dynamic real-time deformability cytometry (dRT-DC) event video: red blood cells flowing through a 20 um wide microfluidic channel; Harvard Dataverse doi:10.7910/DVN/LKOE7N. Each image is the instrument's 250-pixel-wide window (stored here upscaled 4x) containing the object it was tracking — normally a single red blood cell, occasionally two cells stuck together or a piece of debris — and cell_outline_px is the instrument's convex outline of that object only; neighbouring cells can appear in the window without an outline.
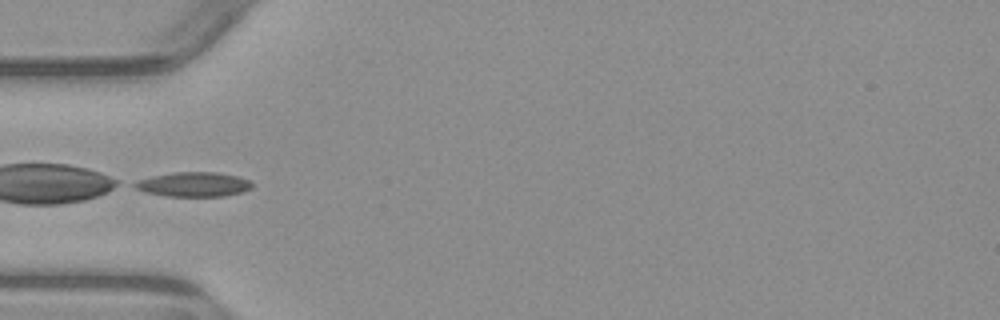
{"species": "common noctule bat (a hibernating species)", "species_latin": "Nyctalus noctula", "temperature_condition": "warm", "stored_images_in_passage": 6, "camera_frame_rate_fps": 3000, "um_per_image_px": 0.085, "animal": {"sex": "male", "body_mass_g": 23.1, "forearm_length_mm": 52.7}, "frame": {"image": 1, "passage_image": 3, "time_ms": 2.333, "image_size_px": [1000, 320], "cell_outline_px": [[252, 188], [244, 192], [224, 196], [164, 196], [144, 192], [128, 184], [136, 180], [152, 176], [176, 172], [216, 172], [236, 176], [252, 180]], "centroid_in_image_um": [16.43, 15.67], "position_along_channel_um": 68.6, "area_um2": 17.05}}
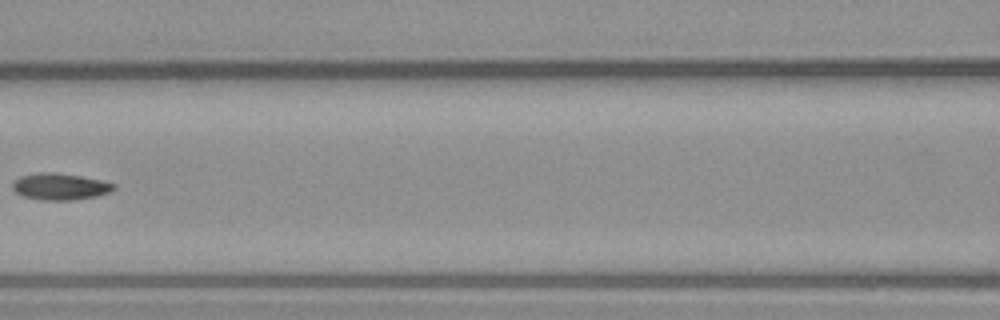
{"frame": {"image": 2, "passage_image": 5, "time_ms": 4.667, "image_size_px": [1000, 320], "cell_outline_px": [[116, 188], [112, 192], [96, 196], [72, 200], [40, 200], [24, 196], [16, 192], [12, 188], [12, 180], [20, 176], [36, 172], [56, 172], [80, 176], [100, 180], [116, 184]], "centroid_in_image_um": [5.09, 15.85], "position_along_channel_um": 161.5, "area_um2": 15.9}}
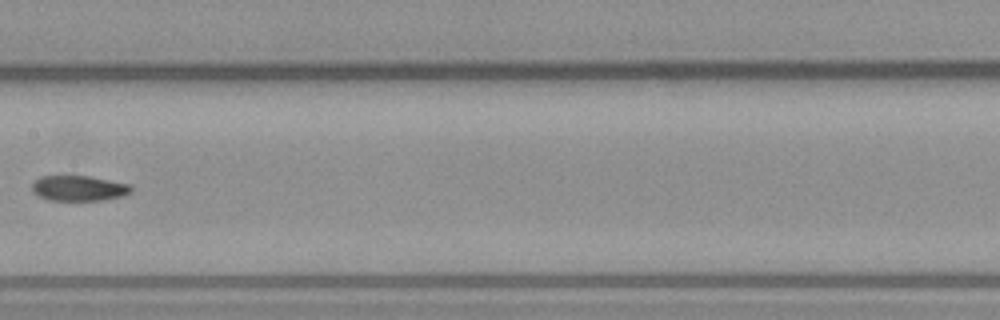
{"frame": {"image": 3, "passage_image": 6, "time_ms": 5.667, "image_size_px": [1000, 320], "cell_outline_px": [[132, 192], [124, 196], [100, 200], [48, 200], [32, 192], [32, 184], [40, 176], [88, 176], [132, 184]], "centroid_in_image_um": [6.73, 16.0], "position_along_channel_um": 200.7, "area_um2": 14.68}}